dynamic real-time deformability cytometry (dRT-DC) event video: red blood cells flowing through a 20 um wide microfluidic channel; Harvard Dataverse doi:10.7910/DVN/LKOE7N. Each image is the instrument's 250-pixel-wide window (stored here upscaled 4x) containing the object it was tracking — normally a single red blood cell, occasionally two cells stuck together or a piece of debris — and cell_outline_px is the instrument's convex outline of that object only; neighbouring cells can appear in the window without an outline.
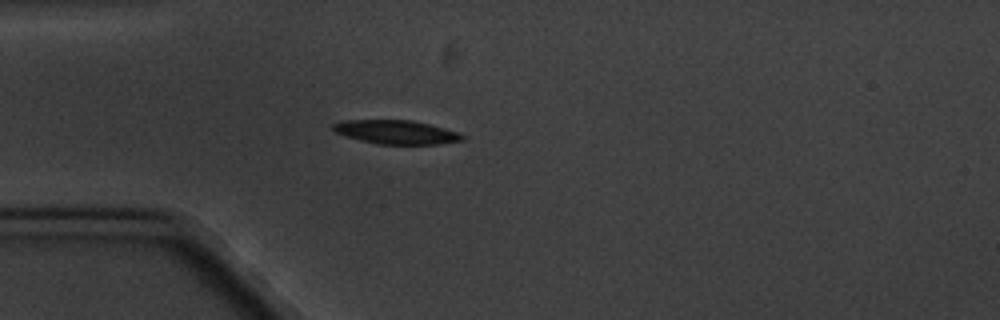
{"species": "common noctule bat (a hibernating species)", "species_latin": "Nyctalus noctula", "temperature_condition": "cold", "stored_images_in_passage": 5, "camera_frame_rate_fps": 3000, "um_per_image_px": 0.085, "animal": {"sex": "male", "body_mass_g": 20.1, "forearm_length_mm": 53.5}, "frame": {"image": 1, "passage_image": 5, "time_ms": 4.667, "image_size_px": [1000, 320], "cell_outline_px": [[468, 136], [464, 140], [440, 144], [376, 144], [360, 140], [336, 132], [332, 128], [332, 124], [344, 120], [412, 120], [460, 132]], "centroid_in_image_um": [33.75, 11.23], "position_along_channel_um": 51.3, "area_um2": 17.98}}